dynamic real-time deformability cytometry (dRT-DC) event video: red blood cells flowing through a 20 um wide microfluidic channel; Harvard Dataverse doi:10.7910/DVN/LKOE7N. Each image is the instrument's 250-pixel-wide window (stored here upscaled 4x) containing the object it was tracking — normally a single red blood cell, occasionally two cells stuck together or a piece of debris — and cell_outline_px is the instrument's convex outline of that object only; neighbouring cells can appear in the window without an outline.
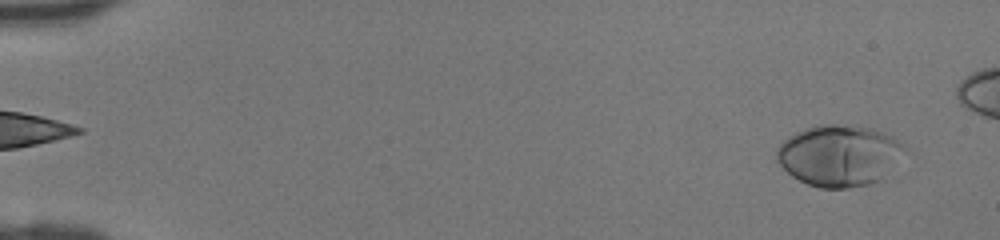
{"species": "human", "species_latin": "Homo sapiens", "temperature_condition": "room temperature", "stored_images_in_passage": 43, "camera_frame_rate_fps": 3000, "um_per_image_px": 0.085, "donor": {"sex": "female"}, "frame": {"image": 1, "passage_image": 2, "time_ms": 0.333, "image_size_px": [1000, 240], "cell_outline_px": [[908, 148], [880, 180], [872, 184], [848, 188], [820, 188], [808, 184], [792, 176], [776, 160], [776, 148], [788, 136], [804, 128], [816, 124], [836, 124], [868, 128], [892, 136], [904, 144]], "centroid_in_image_um": [71.3, 13.21], "position_along_channel_um": 13.7, "area_um2": 45.55}}
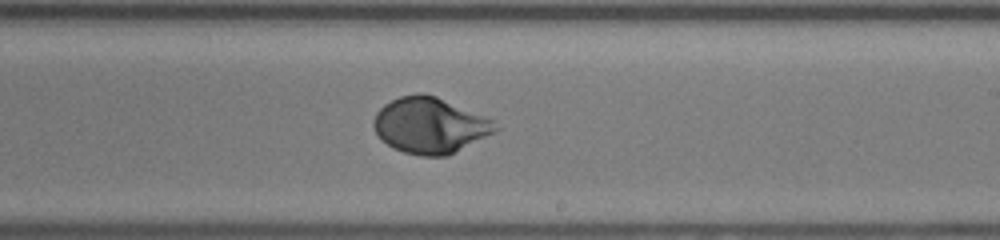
{"frame": {"image": 2, "passage_image": 28, "time_ms": 9.0, "image_size_px": [1000, 240], "cell_outline_px": [[500, 128], [496, 132], [448, 156], [420, 156], [404, 152], [392, 148], [380, 140], [372, 124], [372, 120], [376, 112], [384, 104], [400, 96], [416, 92], [424, 92], [436, 96], [484, 116], [492, 120]], "centroid_in_image_um": [36.52, 10.66], "position_along_channel_um": 252.5, "area_um2": 39.94}}
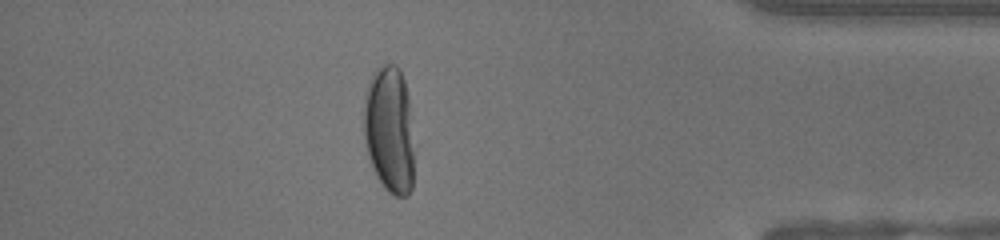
{"frame": {"image": 3, "passage_image": 40, "time_ms": 13.0, "image_size_px": [1000, 240], "cell_outline_px": [[412, 188], [408, 196], [396, 196], [388, 192], [384, 188], [376, 176], [372, 168], [364, 144], [364, 96], [372, 72], [376, 68], [384, 64], [396, 64], [400, 68], [404, 80], [408, 96], [412, 152]], "centroid_in_image_um": [33.05, 11.01], "position_along_channel_um": 402.1, "area_um2": 37.34}}